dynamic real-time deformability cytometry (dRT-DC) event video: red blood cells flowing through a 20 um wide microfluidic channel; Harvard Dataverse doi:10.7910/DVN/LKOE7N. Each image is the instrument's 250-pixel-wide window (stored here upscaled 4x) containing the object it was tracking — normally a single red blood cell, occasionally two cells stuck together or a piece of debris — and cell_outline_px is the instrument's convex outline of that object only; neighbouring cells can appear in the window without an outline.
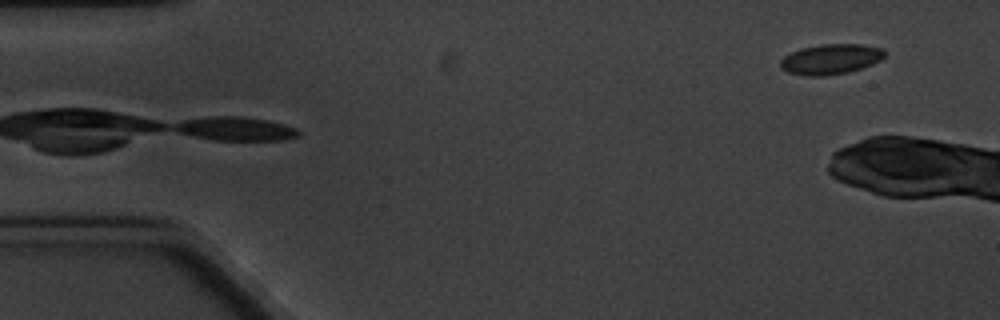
{"species": "common noctule bat (a hibernating species)", "species_latin": "Nyctalus noctula", "temperature_condition": "cold", "stored_images_in_passage": 6, "camera_frame_rate_fps": 3000, "um_per_image_px": 0.085, "animal": {"sex": "male", "body_mass_g": 20.1, "forearm_length_mm": 53.5}, "frame": {"image": 1, "passage_image": 6, "time_ms": 6.0, "image_size_px": [1000, 320], "cell_outline_px": [[884, 56], [880, 60], [872, 64], [848, 72], [820, 76], [804, 76], [788, 72], [780, 68], [780, 60], [784, 56], [800, 48], [820, 44], [864, 44], [884, 48]], "centroid_in_image_um": [70.59, 5.02], "position_along_channel_um": 14.4, "area_um2": 18.44}}